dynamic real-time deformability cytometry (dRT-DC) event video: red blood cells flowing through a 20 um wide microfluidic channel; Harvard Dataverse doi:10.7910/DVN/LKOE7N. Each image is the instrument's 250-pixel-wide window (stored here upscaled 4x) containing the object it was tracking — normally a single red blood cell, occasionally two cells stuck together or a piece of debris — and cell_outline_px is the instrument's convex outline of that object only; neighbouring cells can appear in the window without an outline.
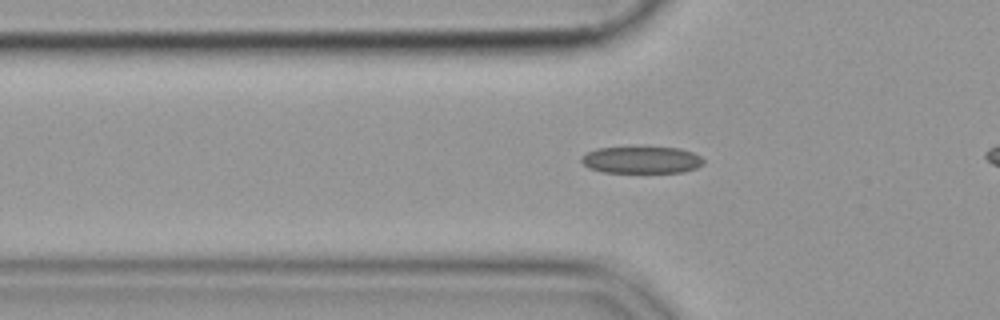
{"species": "common noctule bat (a hibernating species)", "species_latin": "Nyctalus noctula", "temperature_condition": "cold", "stored_images_in_passage": 44, "camera_frame_rate_fps": 3000, "um_per_image_px": 0.085, "animal": {"sex": "female", "body_mass_g": 19.9}, "frame": {"image": 1, "passage_image": 14, "time_ms": 4.333, "image_size_px": [1000, 320], "cell_outline_px": [[704, 164], [696, 168], [684, 172], [604, 172], [588, 168], [580, 160], [580, 156], [596, 148], [680, 148], [692, 152], [700, 156], [704, 160]], "centroid_in_image_um": [54.53, 13.6], "position_along_channel_um": 71.3, "area_um2": 19.02}}
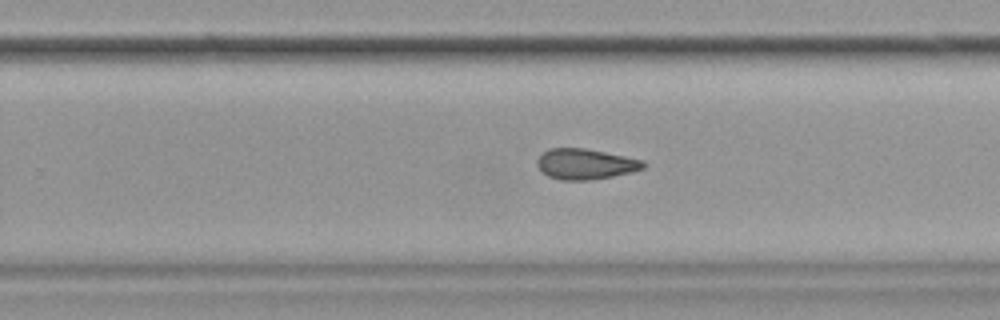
{"frame": {"image": 2, "passage_image": 31, "time_ms": 10.0, "image_size_px": [1000, 320], "cell_outline_px": [[644, 168], [632, 172], [612, 176], [588, 180], [560, 180], [548, 176], [536, 164], [536, 160], [548, 148], [584, 148], [644, 160]], "centroid_in_image_um": [49.75, 13.94], "position_along_channel_um": 280.1, "area_um2": 18.73}}
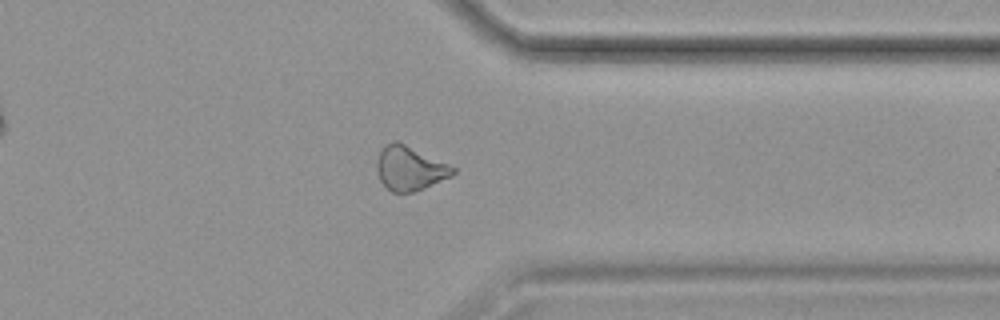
{"frame": {"image": 3, "passage_image": 39, "time_ms": 12.667, "image_size_px": [1000, 320], "cell_outline_px": [[456, 172], [452, 176], [412, 192], [392, 192], [380, 180], [376, 168], [376, 160], [384, 144], [396, 140], [448, 164], [456, 168]], "centroid_in_image_um": [34.81, 14.29], "position_along_channel_um": 376.6, "area_um2": 19.31}}